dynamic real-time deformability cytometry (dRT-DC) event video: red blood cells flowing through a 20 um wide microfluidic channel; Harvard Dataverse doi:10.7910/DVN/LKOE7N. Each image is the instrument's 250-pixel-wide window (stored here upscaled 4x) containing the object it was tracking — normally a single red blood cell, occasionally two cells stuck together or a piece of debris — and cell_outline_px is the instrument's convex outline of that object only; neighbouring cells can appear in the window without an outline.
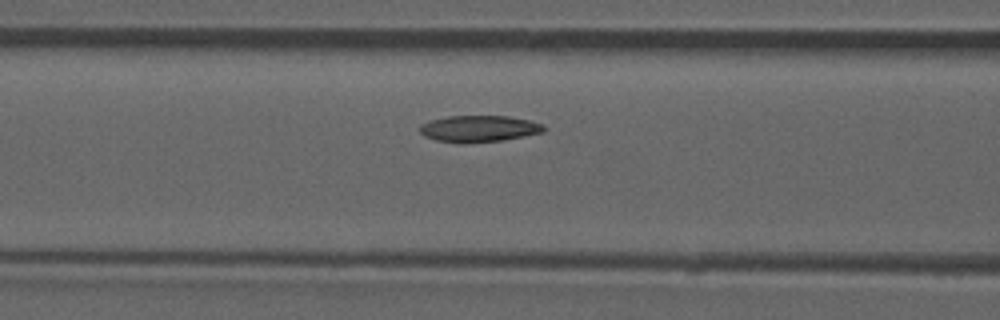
{"species": "common noctule bat (a hibernating species)", "species_latin": "Nyctalus noctula", "temperature_condition": "room temperature", "stored_images_in_passage": 36, "camera_frame_rate_fps": 3000, "um_per_image_px": 0.085, "animal": {"sex": "male", "forearm_length_mm": 52.5}, "frame": {"image": 1, "passage_image": 11, "time_ms": 3.333, "image_size_px": [1000, 320], "cell_outline_px": [[548, 128], [544, 132], [500, 140], [460, 144], [436, 140], [424, 136], [420, 132], [420, 124], [432, 120], [448, 116], [508, 116], [528, 120], [544, 124]], "centroid_in_image_um": [40.71, 10.94], "position_along_channel_um": 125.9, "area_um2": 19.19}, "authors_computed_cell_mechanics": {"area_um2": 19.1029, "velocity_mm_per_s": 3.8409, "shape_relaxation_time_tau1_ms": null, "shape_relaxation_time_tau2_ms": 6.4984, "deformation_change_tau1": null, "deformation_change_tau2": 0.1276}}